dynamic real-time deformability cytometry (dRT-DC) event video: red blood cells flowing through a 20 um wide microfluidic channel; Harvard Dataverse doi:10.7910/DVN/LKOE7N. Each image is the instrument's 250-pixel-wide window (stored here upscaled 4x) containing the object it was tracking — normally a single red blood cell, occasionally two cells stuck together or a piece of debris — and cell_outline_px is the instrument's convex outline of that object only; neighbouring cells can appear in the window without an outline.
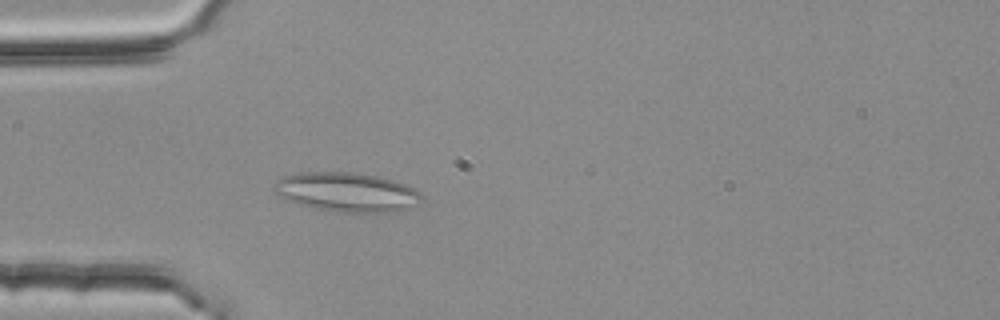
{"species": "common noctule bat (a hibernating species)", "species_latin": "Nyctalus noctula", "temperature_condition": "room temperature", "stored_images_in_passage": 46, "segment_of_instrument_passage": [1, 2], "camera_frame_rate_fps": 3000, "um_per_image_px": 0.085, "animal": {"sex": "female", "body_mass_g": 25.1}, "frame": {"image": 1, "passage_image": 15, "time_ms": 4.667, "image_size_px": [1000, 320], "cell_outline_px": [[420, 204], [396, 212], [336, 212], [316, 208], [284, 200], [272, 188], [272, 184], [276, 180], [284, 176], [300, 172], [352, 172], [376, 176], [408, 184], [420, 192]], "centroid_in_image_um": [29.47, 16.33], "position_along_channel_um": 55.5, "area_um2": 33.93}}